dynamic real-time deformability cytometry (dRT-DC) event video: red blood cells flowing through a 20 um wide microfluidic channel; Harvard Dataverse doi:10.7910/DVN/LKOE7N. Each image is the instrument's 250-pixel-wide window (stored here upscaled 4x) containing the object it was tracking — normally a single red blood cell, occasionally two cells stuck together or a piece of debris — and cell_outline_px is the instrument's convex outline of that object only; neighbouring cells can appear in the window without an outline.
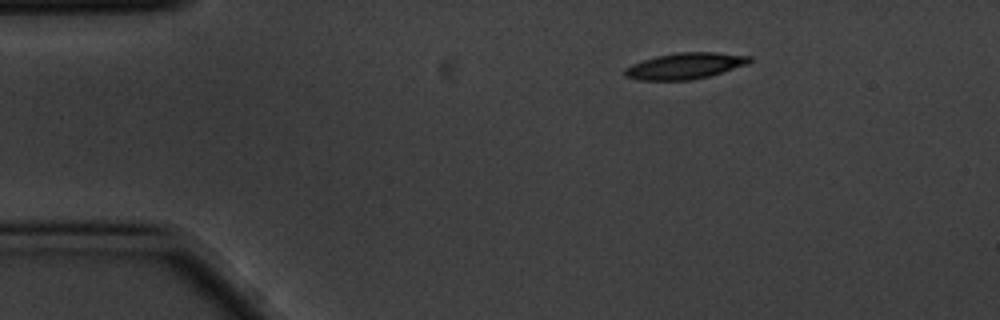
{"species": "common noctule bat (a hibernating species)", "species_latin": "Nyctalus noctula", "temperature_condition": "cold", "stored_images_in_passage": 3, "camera_frame_rate_fps": 3000, "um_per_image_px": 0.085, "animal": {"sex": "male", "body_mass_g": 20.1, "forearm_length_mm": 53.5}, "frame": {"image": 1, "passage_image": 1, "time_ms": 0.0, "image_size_px": [1000, 320], "cell_outline_px": [[752, 60], [748, 64], [708, 76], [688, 80], [640, 80], [624, 76], [624, 68], [640, 60], [656, 56], [676, 52], [716, 52], [752, 56]], "centroid_in_image_um": [58.2, 5.59], "position_along_channel_um": 26.8, "area_um2": 19.07}}